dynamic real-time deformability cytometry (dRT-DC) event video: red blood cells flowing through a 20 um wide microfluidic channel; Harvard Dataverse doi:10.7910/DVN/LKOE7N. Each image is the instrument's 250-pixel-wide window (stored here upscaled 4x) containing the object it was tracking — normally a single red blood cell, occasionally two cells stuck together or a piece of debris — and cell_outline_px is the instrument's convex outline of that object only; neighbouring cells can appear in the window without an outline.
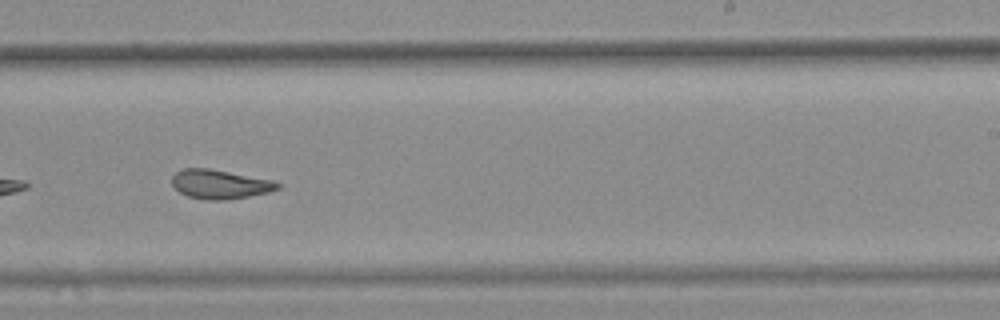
{"species": "common noctule bat (a hibernating species)", "species_latin": "Nyctalus noctula", "temperature_condition": "warm", "stored_images_in_passage": 30, "camera_frame_rate_fps": 3000, "um_per_image_px": 0.085, "animal": {"sex": "female", "body_mass_g": 25.1}, "frame": {"image": 1, "passage_image": 18, "time_ms": 5.667, "image_size_px": [1000, 320], "cell_outline_px": [[280, 188], [268, 192], [228, 200], [208, 200], [188, 196], [180, 192], [172, 184], [172, 176], [176, 172], [184, 168], [208, 168], [272, 180], [280, 184]], "centroid_in_image_um": [18.68, 15.66], "position_along_channel_um": 270.3, "area_um2": 17.74}}
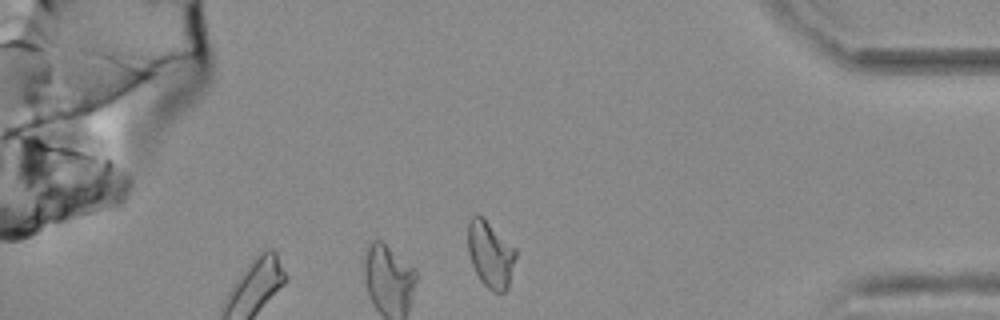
{"frame": {"image": 2, "passage_image": 30, "time_ms": 9.667, "image_size_px": [1000, 320], "cell_outline_px": [[516, 256], [508, 288], [504, 292], [492, 292], [480, 280], [472, 264], [468, 252], [468, 220], [476, 212], [516, 248]], "centroid_in_image_um": [41.68, 21.63], "position_along_channel_um": 393.5, "area_um2": 18.44}, "authors_computed_cell_mechanics": {"area_um2": 18.0914, "velocity_mm_per_s": 3.7458, "shape_relaxation_time_tau1_ms": null, "shape_relaxation_time_tau2_ms": 2.1065, "deformation_change_tau1": null, "deformation_change_tau2": 0.1001}}